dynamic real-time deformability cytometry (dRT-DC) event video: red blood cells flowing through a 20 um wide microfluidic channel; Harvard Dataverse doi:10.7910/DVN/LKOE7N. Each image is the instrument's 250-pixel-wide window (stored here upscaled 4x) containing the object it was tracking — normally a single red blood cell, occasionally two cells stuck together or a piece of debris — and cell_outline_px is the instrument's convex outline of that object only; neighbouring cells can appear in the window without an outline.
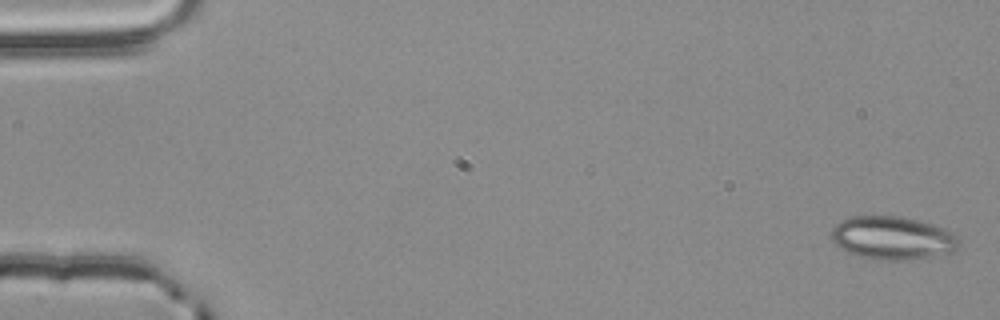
{"species": "common noctule bat (a hibernating species)", "species_latin": "Nyctalus noctula", "temperature_condition": "room temperature", "stored_images_in_passage": 58, "camera_frame_rate_fps": 3000, "um_per_image_px": 0.085, "animal": {"sex": "male", "body_mass_g": 20.4}, "frame": {"image": 1, "passage_image": 1, "time_ms": 0.0, "image_size_px": [1000, 320], "cell_outline_px": [[956, 248], [952, 252], [932, 256], [904, 260], [880, 260], [860, 256], [848, 252], [840, 248], [832, 240], [832, 228], [840, 220], [852, 216], [904, 216], [944, 228], [952, 232], [956, 236]], "centroid_in_image_um": [75.82, 20.21], "position_along_channel_um": 9.2, "area_um2": 31.85}}
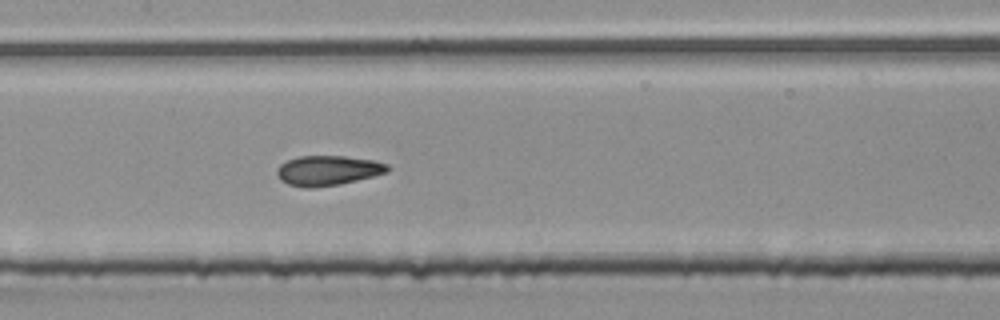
{"frame": {"image": 2, "passage_image": 28, "time_ms": 9.0, "image_size_px": [1000, 320], "cell_outline_px": [[392, 168], [388, 172], [340, 184], [312, 188], [304, 188], [288, 184], [280, 180], [276, 172], [280, 164], [288, 160], [300, 156], [344, 156], [372, 160], [388, 164]], "centroid_in_image_um": [27.87, 14.49], "position_along_channel_um": 179.5, "area_um2": 19.25}}
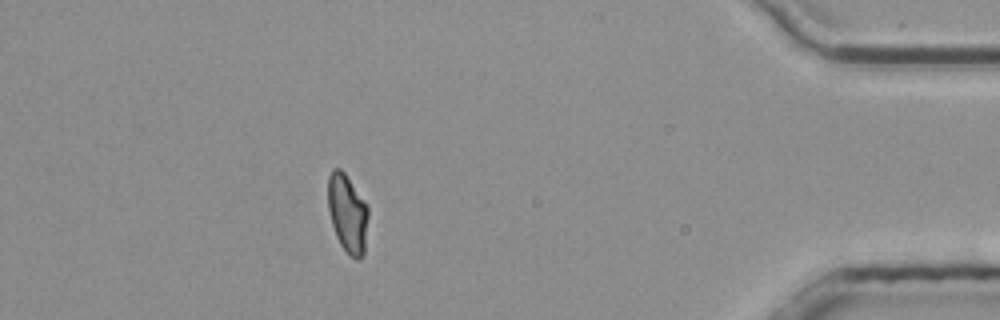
{"frame": {"image": 3, "passage_image": 52, "time_ms": 17.0, "image_size_px": [1000, 320], "cell_outline_px": [[368, 216], [364, 256], [360, 260], [356, 260], [348, 256], [340, 244], [336, 236], [332, 224], [328, 208], [328, 176], [332, 168], [340, 168], [344, 172], [368, 204]], "centroid_in_image_um": [29.55, 18.17], "position_along_channel_um": 405.6, "area_um2": 18.79}, "authors_computed_cell_mechanics": {"area_um2": 19.074, "velocity_mm_per_s": 3.4845, "shape_relaxation_time_tau1_ms": 9.5838, "shape_relaxation_time_tau2_ms": 1.9173, "deformation_change_tau1": 0.2077, "deformation_change_tau2": 0.0544}}